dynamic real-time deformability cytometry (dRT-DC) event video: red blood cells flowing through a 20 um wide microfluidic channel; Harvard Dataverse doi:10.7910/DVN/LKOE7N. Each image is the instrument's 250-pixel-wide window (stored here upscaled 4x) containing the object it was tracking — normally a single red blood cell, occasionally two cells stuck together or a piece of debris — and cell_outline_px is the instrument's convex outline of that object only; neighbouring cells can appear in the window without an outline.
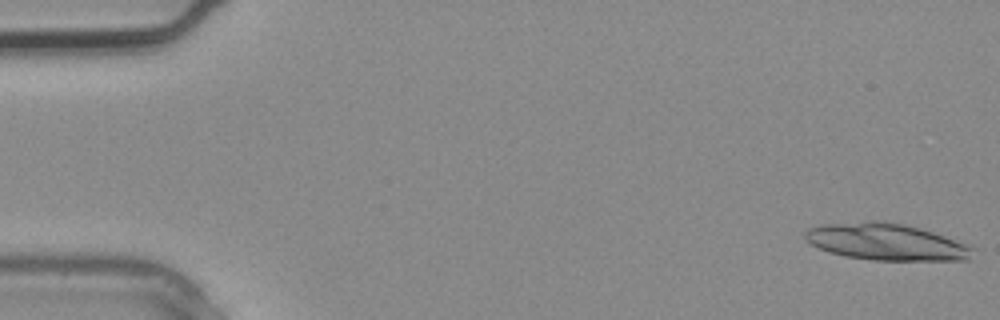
{"species": "common noctule bat (a hibernating species)", "species_latin": "Nyctalus noctula", "temperature_condition": "warm", "stored_images_in_passage": 3, "camera_frame_rate_fps": 3000, "um_per_image_px": 0.085, "animal": {"sex": "male", "body_mass_g": 20.4}, "frame": {"image": 1, "passage_image": 1, "time_ms": 0.0, "image_size_px": [1000, 320], "cell_outline_px": [[972, 248], [968, 260], [872, 260], [844, 256], [828, 252], [812, 244], [804, 236], [804, 232], [808, 228], [820, 224], [872, 220], [884, 220], [904, 224], [920, 228], [944, 236], [964, 244]], "centroid_in_image_um": [75.24, 20.54], "position_along_channel_um": 9.8, "area_um2": 35.72}}